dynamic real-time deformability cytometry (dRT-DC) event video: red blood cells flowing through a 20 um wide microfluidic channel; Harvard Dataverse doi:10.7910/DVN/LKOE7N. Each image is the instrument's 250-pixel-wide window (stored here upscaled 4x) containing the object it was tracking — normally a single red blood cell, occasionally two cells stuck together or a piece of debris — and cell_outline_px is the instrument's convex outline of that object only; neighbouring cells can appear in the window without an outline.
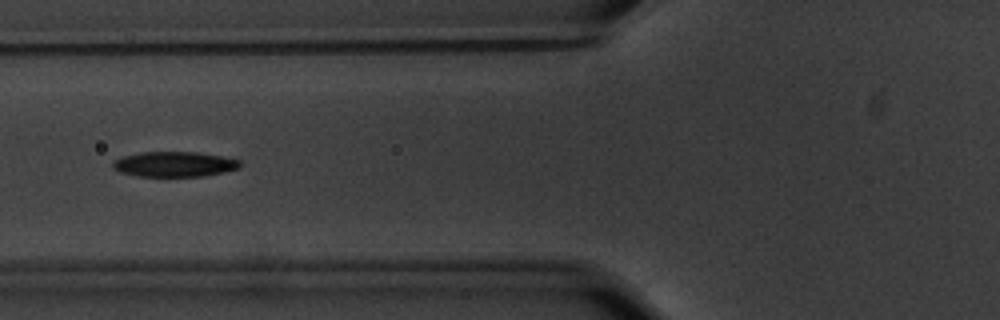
{"species": "common noctule bat (a hibernating species)", "species_latin": "Nyctalus noctula", "temperature_condition": "warm", "stored_images_in_passage": 17, "camera_frame_rate_fps": 3000, "um_per_image_px": 0.085, "animal": {"sex": "male", "body_mass_g": 20.1, "forearm_length_mm": 53.5}, "frame": {"image": 1, "passage_image": 8, "time_ms": 2.333, "image_size_px": [1000, 320], "cell_outline_px": [[244, 164], [240, 168], [224, 172], [204, 176], [136, 176], [120, 172], [112, 168], [112, 160], [124, 156], [140, 152], [196, 152], [220, 156], [240, 160]], "centroid_in_image_um": [14.82, 13.96], "position_along_channel_um": 111.0, "area_um2": 18.79}}
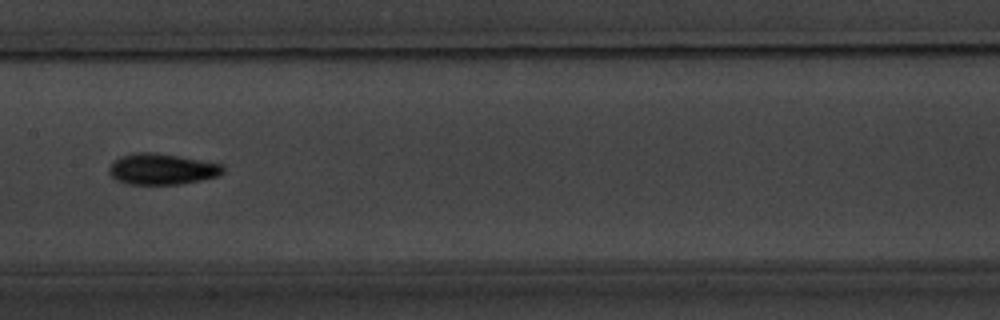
{"frame": {"image": 2, "passage_image": 15, "time_ms": 4.667, "image_size_px": [1000, 320], "cell_outline_px": [[224, 172], [220, 176], [180, 184], [128, 184], [116, 180], [108, 172], [108, 168], [112, 160], [120, 156], [136, 152], [156, 152], [224, 164]], "centroid_in_image_um": [13.75, 14.36], "position_along_channel_um": 193.6, "area_um2": 20.87}}